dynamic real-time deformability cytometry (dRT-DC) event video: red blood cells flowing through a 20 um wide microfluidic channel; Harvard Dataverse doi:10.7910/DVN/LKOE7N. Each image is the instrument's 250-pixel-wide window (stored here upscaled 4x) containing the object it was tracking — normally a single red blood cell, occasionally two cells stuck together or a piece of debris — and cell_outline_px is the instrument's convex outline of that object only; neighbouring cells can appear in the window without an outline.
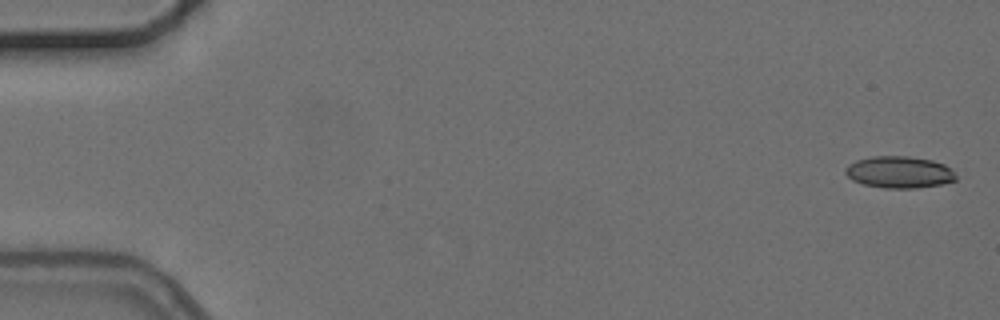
{"species": "common noctule bat (a hibernating species)", "species_latin": "Nyctalus noctula", "temperature_condition": "cold", "stored_images_in_passage": 6, "camera_frame_rate_fps": 3000, "um_per_image_px": 0.085, "animal": {"sex": "female", "body_mass_g": 24.6, "forearm_length_mm": 56.2}, "frame": {"image": 1, "passage_image": 1, "time_ms": 0.0, "image_size_px": [1000, 320], "cell_outline_px": [[956, 180], [940, 184], [916, 188], [884, 188], [864, 184], [852, 180], [844, 172], [844, 168], [848, 164], [856, 160], [872, 156], [908, 156], [932, 160], [944, 164], [952, 168], [956, 176]], "centroid_in_image_um": [76.43, 14.62], "position_along_channel_um": 8.6, "area_um2": 20.58}}
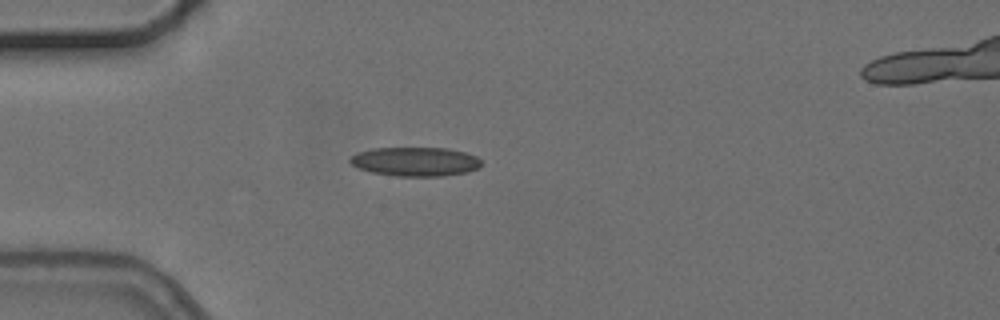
{"frame": {"image": 2, "passage_image": 5, "time_ms": 4.667, "image_size_px": [1000, 320], "cell_outline_px": [[480, 168], [468, 172], [440, 176], [396, 176], [372, 172], [360, 168], [352, 164], [348, 160], [356, 152], [372, 148], [448, 148], [464, 152], [476, 156], [480, 160]], "centroid_in_image_um": [35.3, 13.73], "position_along_channel_um": 49.7, "area_um2": 22.2}}